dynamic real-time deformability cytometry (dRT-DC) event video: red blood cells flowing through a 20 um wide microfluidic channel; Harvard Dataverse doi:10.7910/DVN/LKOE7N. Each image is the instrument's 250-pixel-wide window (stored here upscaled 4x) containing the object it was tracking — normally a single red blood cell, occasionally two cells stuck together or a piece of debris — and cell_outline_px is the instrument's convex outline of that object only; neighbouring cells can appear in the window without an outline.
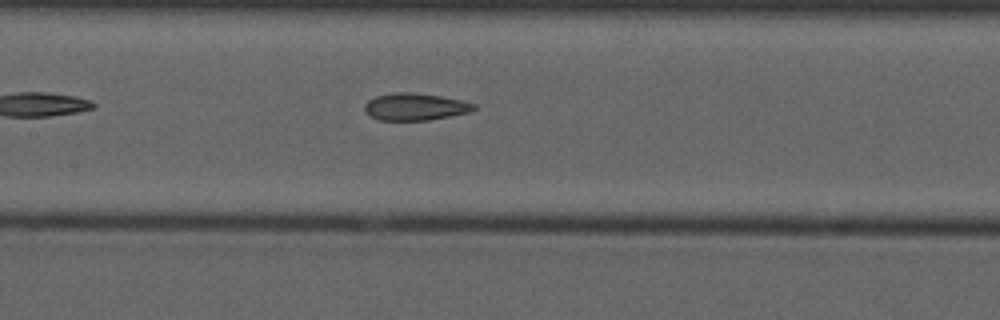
{"species": "common noctule bat (a hibernating species)", "species_latin": "Nyctalus noctula", "temperature_condition": "cold", "stored_images_in_passage": 7, "segment_of_instrument_passage": [2, 2], "camera_frame_rate_fps": 3000, "um_per_image_px": 0.085, "animal": {"sex": "male", "forearm_length_mm": 52.5}, "frame": {"image": 1, "passage_image": 7, "time_ms": 8.0, "image_size_px": [1000, 320], "cell_outline_px": [[480, 108], [468, 112], [428, 120], [380, 120], [368, 116], [364, 112], [364, 104], [368, 100], [376, 96], [396, 92], [412, 92], [440, 96], [460, 100], [476, 104]], "centroid_in_image_um": [35.26, 9.07], "position_along_channel_um": 172.1, "area_um2": 17.34}}